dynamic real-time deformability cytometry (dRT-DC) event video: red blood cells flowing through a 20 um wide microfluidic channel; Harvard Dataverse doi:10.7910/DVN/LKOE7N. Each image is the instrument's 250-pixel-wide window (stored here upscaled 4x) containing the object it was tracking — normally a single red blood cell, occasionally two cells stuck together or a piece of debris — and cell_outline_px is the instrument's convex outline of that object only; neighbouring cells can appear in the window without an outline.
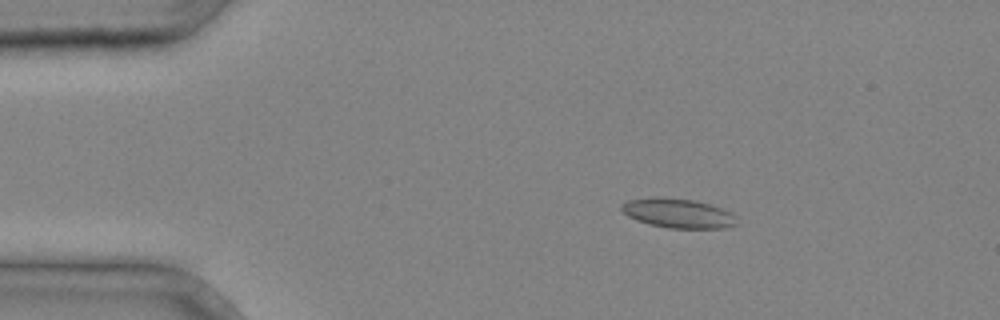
{"species": "common noctule bat (a hibernating species)", "species_latin": "Nyctalus noctula", "temperature_condition": "cold", "stored_images_in_passage": 2, "camera_frame_rate_fps": 3000, "um_per_image_px": 0.085, "animal": {"sex": "male", "body_mass_g": 20.4}, "frame": {"image": 1, "passage_image": 1, "time_ms": 0.0, "image_size_px": [1000, 320], "cell_outline_px": [[736, 224], [724, 228], [668, 228], [648, 224], [636, 220], [628, 216], [620, 208], [620, 204], [628, 200], [656, 196], [696, 200], [732, 212]], "centroid_in_image_um": [57.58, 18.11], "position_along_channel_um": 27.4, "area_um2": 19.77}}
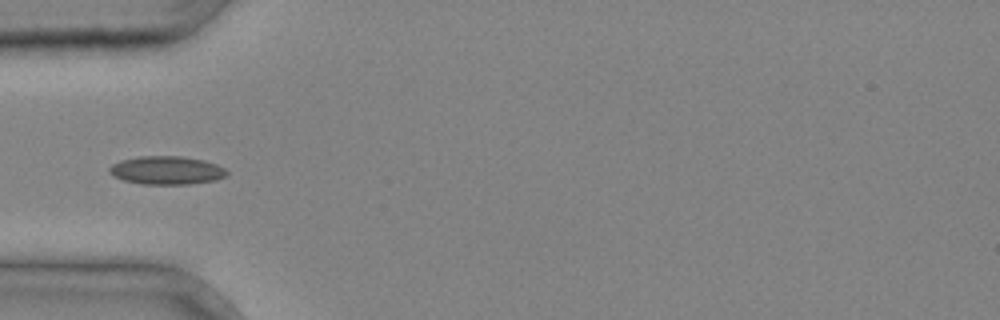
{"frame": {"image": 2, "passage_image": 2, "time_ms": 0.333, "image_size_px": [1000, 320], "cell_outline_px": [[228, 176], [216, 180], [188, 184], [140, 184], [124, 180], [112, 176], [108, 172], [108, 168], [112, 164], [120, 160], [140, 156], [180, 156], [204, 160], [216, 164], [224, 168], [228, 172]], "centroid_in_image_um": [14.15, 14.48], "position_along_channel_um": 70.9, "area_um2": 19.54}}